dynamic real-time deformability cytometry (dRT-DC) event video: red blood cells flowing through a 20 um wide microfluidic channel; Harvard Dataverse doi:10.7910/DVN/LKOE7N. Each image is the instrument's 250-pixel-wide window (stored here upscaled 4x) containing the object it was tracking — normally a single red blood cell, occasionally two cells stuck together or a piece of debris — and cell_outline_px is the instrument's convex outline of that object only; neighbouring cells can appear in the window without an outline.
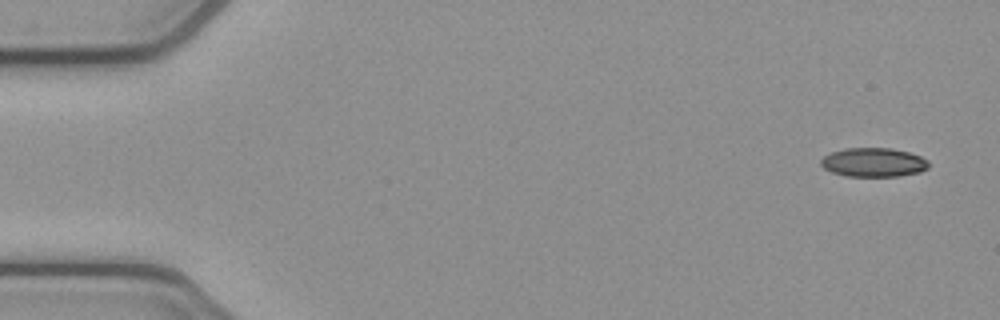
{"species": "common noctule bat (a hibernating species)", "species_latin": "Nyctalus noctula", "temperature_condition": "cold", "stored_images_in_passage": 4, "camera_frame_rate_fps": 3000, "um_per_image_px": 0.085, "animal": {"sex": "female", "body_mass_g": 21.9}, "frame": {"image": 1, "passage_image": 1, "time_ms": 0.0, "image_size_px": [1000, 320], "cell_outline_px": [[928, 168], [920, 172], [900, 176], [844, 176], [832, 172], [824, 168], [820, 164], [820, 160], [824, 156], [832, 152], [844, 148], [892, 148], [908, 152], [920, 156], [928, 160]], "centroid_in_image_um": [74.24, 13.8], "position_along_channel_um": 10.8, "area_um2": 18.26}}
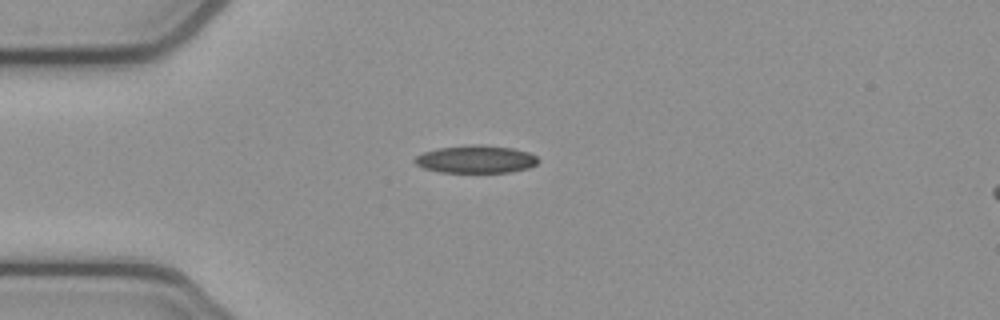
{"frame": {"image": 2, "passage_image": 4, "time_ms": 1.0, "image_size_px": [1000, 320], "cell_outline_px": [[540, 160], [536, 164], [528, 168], [508, 172], [440, 172], [424, 168], [416, 164], [412, 160], [416, 156], [424, 152], [436, 148], [464, 144], [480, 144], [512, 148], [528, 152], [536, 156]], "centroid_in_image_um": [40.42, 13.52], "position_along_channel_um": 44.6, "area_um2": 20.06}}